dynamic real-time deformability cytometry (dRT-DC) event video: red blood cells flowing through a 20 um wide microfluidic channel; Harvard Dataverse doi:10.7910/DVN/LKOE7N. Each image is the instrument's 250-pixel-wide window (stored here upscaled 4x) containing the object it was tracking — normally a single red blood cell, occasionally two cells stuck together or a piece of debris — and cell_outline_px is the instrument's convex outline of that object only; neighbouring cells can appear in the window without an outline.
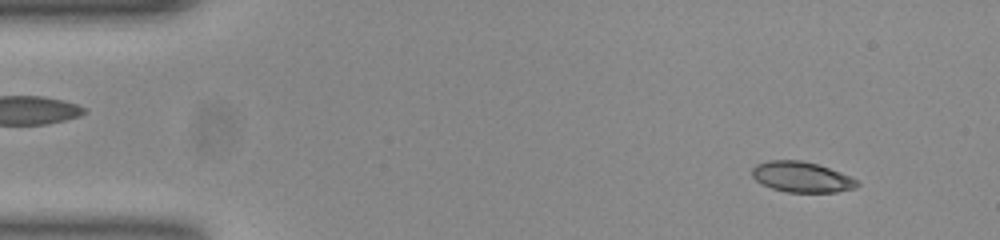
{"species": "common noctule bat (a hibernating species)", "species_latin": "Nyctalus noctula", "temperature_condition": "room temperature", "stored_images_in_passage": 51, "camera_frame_rate_fps": 3000, "um_per_image_px": 0.085, "animal": {"sex": "female", "body_mass_g": 23.0, "forearm_length_mm": 53.4}, "frame": {"image": 1, "passage_image": 4, "time_ms": 1.0, "image_size_px": [1000, 240], "cell_outline_px": [[860, 184], [856, 188], [836, 192], [788, 192], [772, 188], [756, 180], [752, 176], [752, 168], [756, 164], [768, 160], [800, 160], [816, 164], [840, 172], [856, 180]], "centroid_in_image_um": [68.13, 15.04], "position_along_channel_um": 16.9, "area_um2": 18.5}}
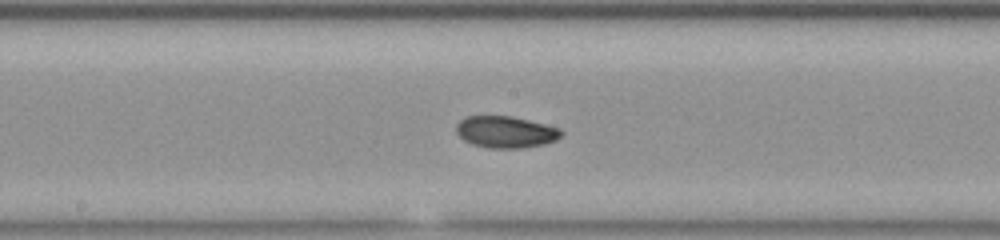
{"frame": {"image": 2, "passage_image": 26, "time_ms": 8.333, "image_size_px": [1000, 240], "cell_outline_px": [[564, 132], [556, 140], [544, 144], [524, 148], [488, 148], [472, 144], [464, 140], [456, 132], [456, 124], [464, 116], [512, 116], [560, 128]], "centroid_in_image_um": [42.97, 11.22], "position_along_channel_um": 205.2, "area_um2": 19.48}}
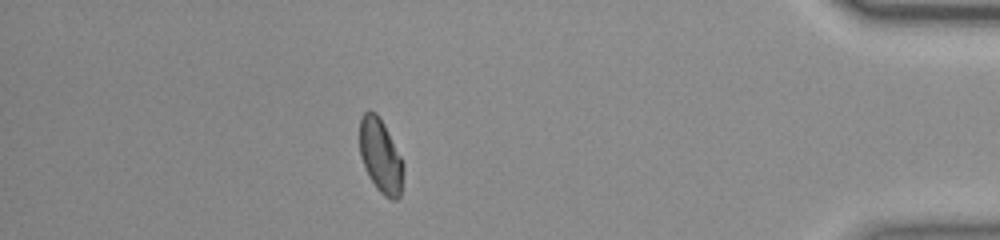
{"frame": {"image": 3, "passage_image": 45, "time_ms": 14.667, "image_size_px": [1000, 240], "cell_outline_px": [[404, 168], [400, 196], [396, 200], [392, 200], [384, 196], [376, 188], [360, 156], [360, 120], [364, 112], [368, 108], [376, 112], [384, 124], [404, 164]], "centroid_in_image_um": [32.35, 13.24], "position_along_channel_um": 402.8, "area_um2": 18.67}, "authors_computed_cell_mechanics": {"area_um2": 19.1318, "velocity_mm_per_s": 3.8759, "shape_relaxation_time_tau1_ms": 5.8092, "shape_relaxation_time_tau2_ms": 3.8883, "deformation_change_tau1": 0.1395, "deformation_change_tau2": 0.0798}}